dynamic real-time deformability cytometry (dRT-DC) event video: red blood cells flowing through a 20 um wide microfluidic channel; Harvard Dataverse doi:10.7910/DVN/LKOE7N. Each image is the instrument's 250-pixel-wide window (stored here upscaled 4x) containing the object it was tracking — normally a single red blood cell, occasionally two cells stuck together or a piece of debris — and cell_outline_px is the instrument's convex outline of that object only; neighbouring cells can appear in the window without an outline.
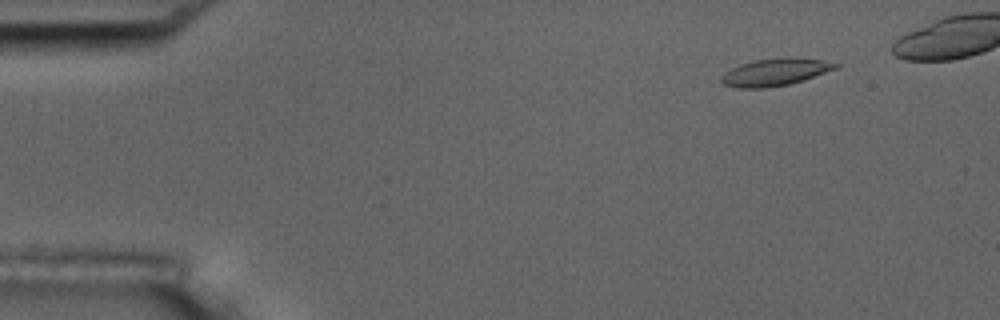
{"species": "common noctule bat (a hibernating species)", "species_latin": "Nyctalus noctula", "temperature_condition": "room temperature", "stored_images_in_passage": 5, "camera_frame_rate_fps": 3000, "um_per_image_px": 0.085, "animal": {"sex": "male", "body_mass_g": 17.5, "forearm_length_mm": 52.3}, "frame": {"image": 1, "passage_image": 1, "time_ms": 0.0, "image_size_px": [1000, 320], "cell_outline_px": [[840, 68], [804, 80], [788, 84], [764, 88], [736, 88], [724, 84], [720, 80], [720, 76], [724, 72], [740, 64], [756, 60], [792, 56], [820, 60], [840, 64]], "centroid_in_image_um": [65.91, 6.12], "position_along_channel_um": 19.1, "area_um2": 18.32}}